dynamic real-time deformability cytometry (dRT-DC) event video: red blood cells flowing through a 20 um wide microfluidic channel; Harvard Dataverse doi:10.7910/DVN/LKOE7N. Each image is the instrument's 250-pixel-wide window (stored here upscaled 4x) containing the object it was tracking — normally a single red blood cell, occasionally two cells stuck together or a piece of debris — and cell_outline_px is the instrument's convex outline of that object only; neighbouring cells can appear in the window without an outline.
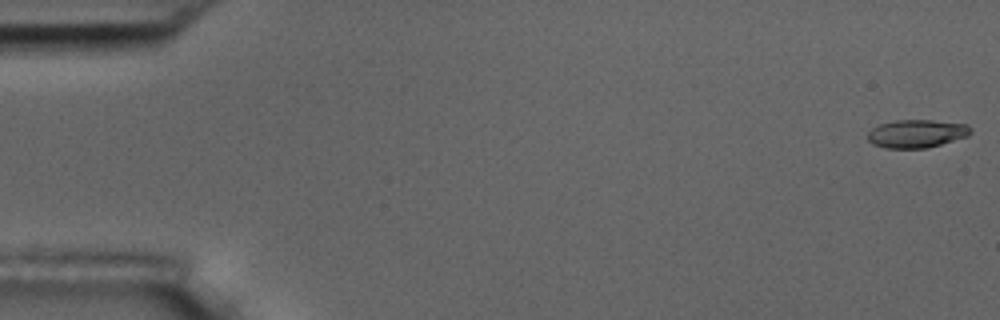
{"species": "common noctule bat (a hibernating species)", "species_latin": "Nyctalus noctula", "temperature_condition": "room temperature", "stored_images_in_passage": 10, "camera_frame_rate_fps": 3000, "um_per_image_px": 0.085, "animal": {"sex": "male", "body_mass_g": 17.5, "forearm_length_mm": 52.3}, "frame": {"image": 1, "passage_image": 1, "time_ms": 0.0, "image_size_px": [1000, 320], "cell_outline_px": [[972, 132], [968, 136], [928, 148], [884, 148], [872, 144], [868, 140], [868, 132], [872, 128], [880, 124], [896, 120], [932, 120], [968, 124], [972, 128]], "centroid_in_image_um": [77.93, 11.36], "position_along_channel_um": 7.1, "area_um2": 16.99}}
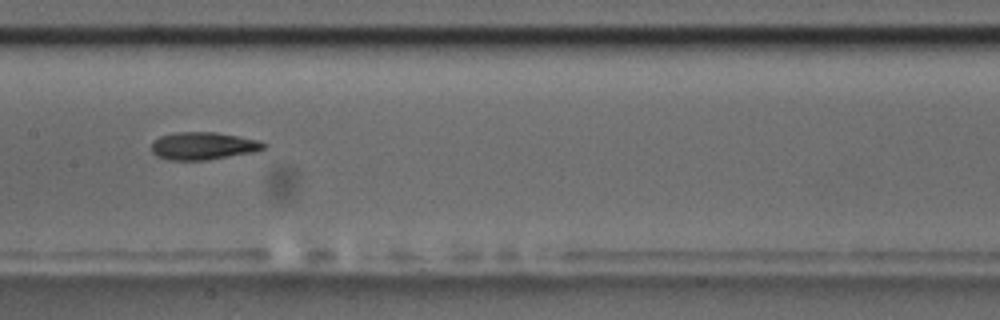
{"frame": {"image": 2, "passage_image": 8, "time_ms": 9.0, "image_size_px": [1000, 320], "cell_outline_px": [[268, 144], [264, 148], [252, 152], [208, 160], [168, 160], [156, 156], [152, 152], [152, 140], [160, 136], [176, 132], [216, 132], [256, 140]], "centroid_in_image_um": [17.21, 12.4], "position_along_channel_um": 190.2, "area_um2": 17.98}}
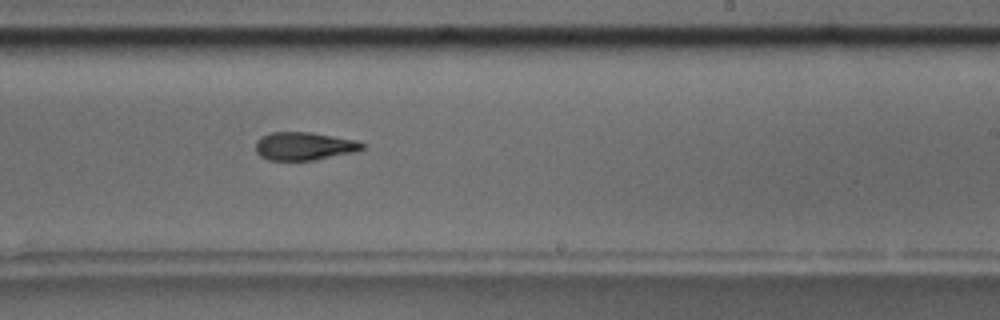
{"frame": {"image": 3, "passage_image": 10, "time_ms": 11.0, "image_size_px": [1000, 320], "cell_outline_px": [[368, 148], [356, 152], [312, 160], [268, 160], [260, 156], [256, 152], [256, 140], [260, 136], [272, 132], [312, 132], [356, 140], [368, 144]], "centroid_in_image_um": [25.9, 12.41], "position_along_channel_um": 263.1, "area_um2": 17.74}}